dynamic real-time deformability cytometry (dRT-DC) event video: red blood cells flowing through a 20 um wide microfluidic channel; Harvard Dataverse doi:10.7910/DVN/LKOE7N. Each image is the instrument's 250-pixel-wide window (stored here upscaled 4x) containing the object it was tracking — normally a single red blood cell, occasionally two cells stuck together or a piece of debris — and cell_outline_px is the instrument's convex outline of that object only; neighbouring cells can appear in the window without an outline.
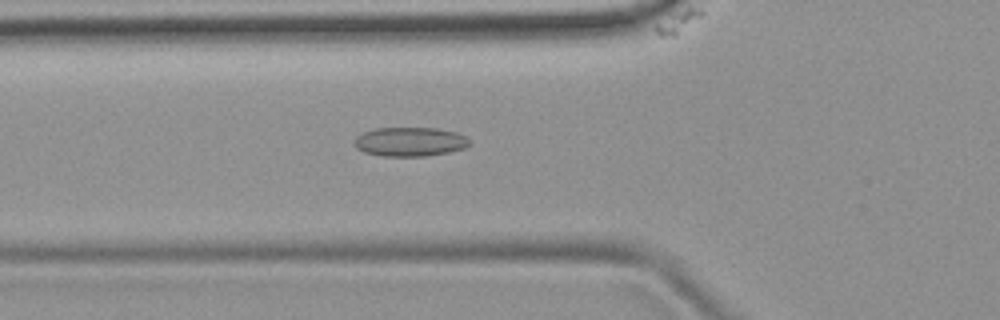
{"species": "common noctule bat (a hibernating species)", "species_latin": "Nyctalus noctula", "temperature_condition": "room temperature", "stored_images_in_passage": 52, "camera_frame_rate_fps": 3000, "um_per_image_px": 0.085, "animal": {"sex": "female", "body_mass_g": 19.9}, "frame": {"image": 1, "passage_image": 19, "time_ms": 6.0, "image_size_px": [1000, 320], "cell_outline_px": [[472, 140], [464, 148], [448, 152], [428, 156], [384, 156], [364, 152], [356, 148], [352, 144], [352, 140], [356, 136], [372, 128], [436, 128], [456, 132], [468, 136]], "centroid_in_image_um": [34.82, 12.04], "position_along_channel_um": 91.0, "area_um2": 19.83}}
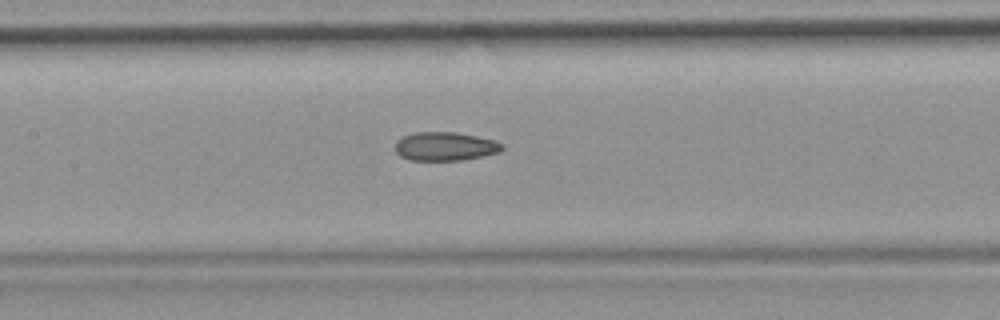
{"frame": {"image": 2, "passage_image": 25, "time_ms": 8.0, "image_size_px": [1000, 320], "cell_outline_px": [[504, 148], [500, 152], [464, 160], [412, 160], [400, 156], [396, 152], [396, 140], [404, 136], [416, 132], [456, 132], [496, 140], [504, 144]], "centroid_in_image_um": [37.87, 12.44], "position_along_channel_um": 169.5, "area_um2": 17.92}}
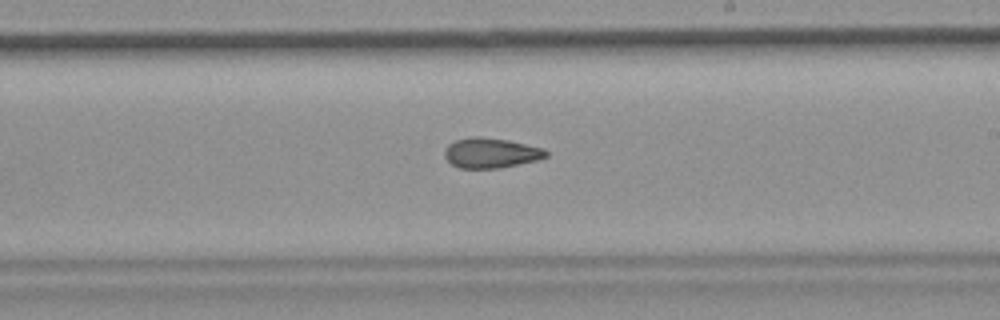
{"frame": {"image": 3, "passage_image": 31, "time_ms": 10.0, "image_size_px": [1000, 320], "cell_outline_px": [[548, 156], [536, 160], [500, 168], [460, 168], [452, 164], [444, 156], [444, 148], [448, 144], [456, 140], [472, 136], [480, 136], [508, 140], [544, 148], [548, 152]], "centroid_in_image_um": [41.71, 12.99], "position_along_channel_um": 247.3, "area_um2": 17.8}, "authors_computed_cell_mechanics": {"area_um2": 18.5538, "velocity_mm_per_s": 3.9042, "shape_relaxation_time_tau1_ms": null, "shape_relaxation_time_tau2_ms": 3.1035, "deformation_change_tau1": null, "deformation_change_tau2": 0.0995}}